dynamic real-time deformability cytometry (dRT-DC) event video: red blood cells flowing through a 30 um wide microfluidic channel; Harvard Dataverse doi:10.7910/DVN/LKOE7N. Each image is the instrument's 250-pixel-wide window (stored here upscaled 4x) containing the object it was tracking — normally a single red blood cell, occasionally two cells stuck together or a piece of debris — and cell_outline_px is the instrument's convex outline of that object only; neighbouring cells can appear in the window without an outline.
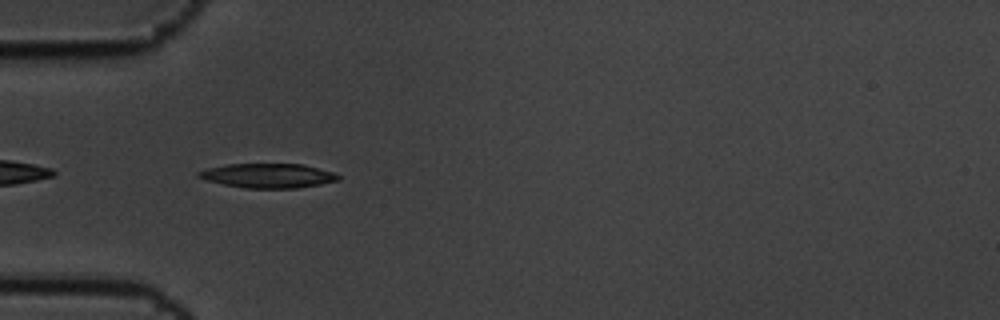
{"species": "common noctule bat (a hibernating species)", "species_latin": "Nyctalus noctula", "temperature_condition": "cold", "stored_images_in_passage": 7, "camera_frame_rate_fps": 3000, "um_per_image_px": 0.085, "animal": {"sex": "male", "body_mass_g": 19.5, "forearm_length_mm": 54.6}, "frame": {"image": 1, "passage_image": 5, "time_ms": 1.333, "image_size_px": [1000, 320], "cell_outline_px": [[340, 180], [320, 184], [296, 188], [244, 188], [224, 184], [208, 180], [196, 176], [196, 172], [208, 168], [228, 164], [304, 164], [336, 172], [340, 176]], "centroid_in_image_um": [22.83, 14.92], "position_along_channel_um": 62.2, "area_um2": 19.88}}
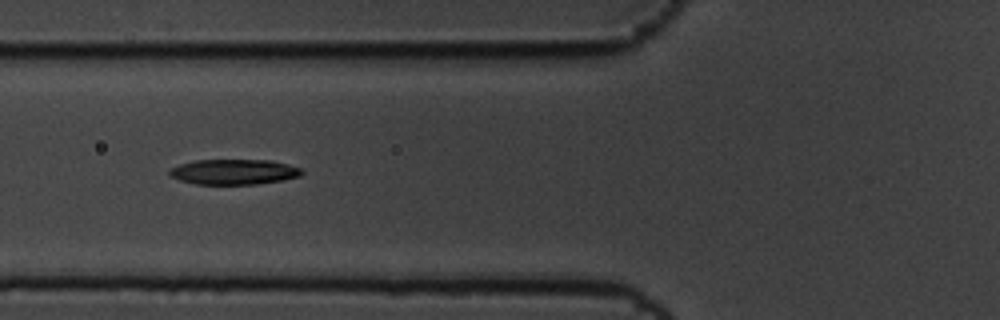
{"frame": {"image": 2, "passage_image": 6, "time_ms": 1.667, "image_size_px": [1000, 320], "cell_outline_px": [[304, 172], [300, 176], [280, 180], [256, 184], [196, 184], [180, 180], [172, 176], [168, 172], [172, 168], [180, 164], [196, 160], [272, 160], [288, 164], [300, 168]], "centroid_in_image_um": [19.9, 14.6], "position_along_channel_um": 105.9, "area_um2": 19.31}}
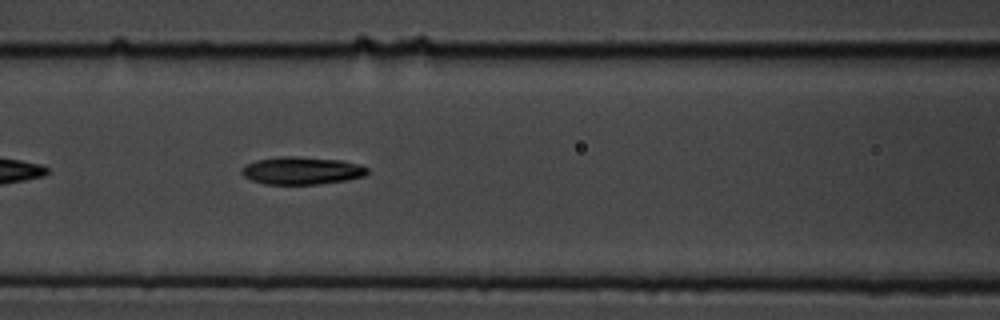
{"frame": {"image": 3, "passage_image": 7, "time_ms": 2.0, "image_size_px": [1000, 320], "cell_outline_px": [[368, 172], [364, 176], [344, 180], [316, 184], [264, 184], [252, 180], [244, 176], [240, 172], [240, 168], [244, 164], [256, 160], [280, 156], [296, 156], [344, 160], [360, 164], [368, 168]], "centroid_in_image_um": [25.62, 14.49], "position_along_channel_um": 141.0, "area_um2": 20.4}}